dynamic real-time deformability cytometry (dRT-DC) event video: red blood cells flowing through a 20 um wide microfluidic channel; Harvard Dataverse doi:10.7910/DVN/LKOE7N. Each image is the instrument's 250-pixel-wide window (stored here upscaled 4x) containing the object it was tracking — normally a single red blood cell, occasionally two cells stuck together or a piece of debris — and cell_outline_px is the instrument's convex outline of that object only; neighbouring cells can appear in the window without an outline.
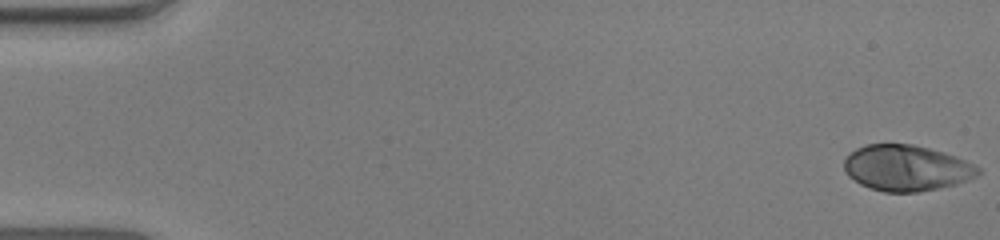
{"species": "human", "species_latin": "Homo sapiens", "temperature_condition": "warm", "stored_images_in_passage": 53, "camera_frame_rate_fps": 3000, "um_per_image_px": 0.085, "donor": {"sex": "male"}, "frame": {"image": 1, "passage_image": 1, "time_ms": 0.0, "image_size_px": [1000, 240], "cell_outline_px": [[980, 172], [976, 176], [956, 184], [916, 192], [884, 192], [860, 184], [848, 176], [844, 168], [844, 160], [856, 148], [868, 144], [912, 144], [944, 152], [956, 156], [980, 168]], "centroid_in_image_um": [77.03, 14.27], "position_along_channel_um": 8.0, "area_um2": 35.49}}
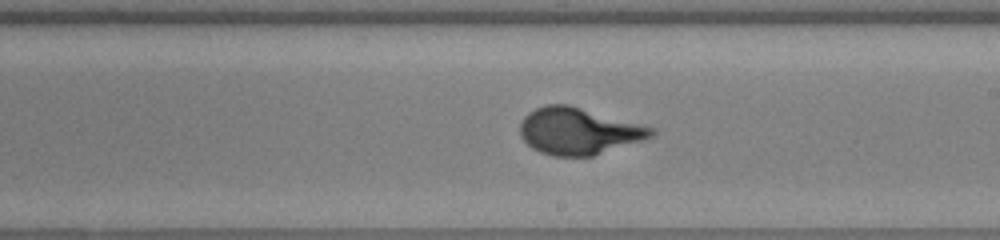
{"frame": {"image": 2, "passage_image": 31, "time_ms": 10.0, "image_size_px": [1000, 240], "cell_outline_px": [[656, 132], [652, 136], [592, 156], [552, 156], [540, 152], [532, 148], [520, 136], [520, 124], [524, 116], [528, 112], [544, 104], [568, 104], [656, 128]], "centroid_in_image_um": [49.14, 11.13], "position_along_channel_um": 239.9, "area_um2": 35.55}}
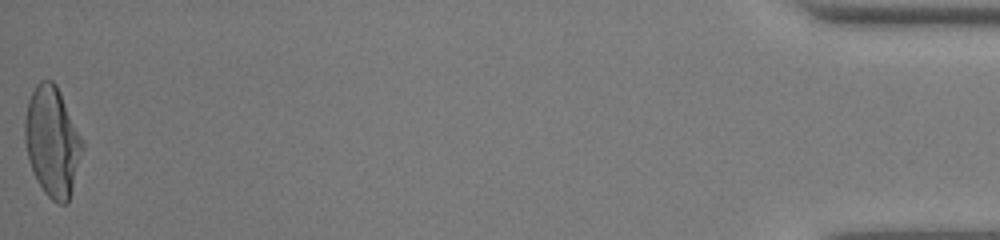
{"frame": {"image": 3, "passage_image": 53, "time_ms": 17.333, "image_size_px": [1000, 240], "cell_outline_px": [[84, 148], [68, 204], [60, 204], [52, 200], [44, 192], [28, 160], [24, 140], [24, 120], [28, 100], [36, 84], [40, 80], [52, 80], [56, 84], [84, 140]], "centroid_in_image_um": [4.46, 12.02], "position_along_channel_um": 430.7, "area_um2": 36.99}}